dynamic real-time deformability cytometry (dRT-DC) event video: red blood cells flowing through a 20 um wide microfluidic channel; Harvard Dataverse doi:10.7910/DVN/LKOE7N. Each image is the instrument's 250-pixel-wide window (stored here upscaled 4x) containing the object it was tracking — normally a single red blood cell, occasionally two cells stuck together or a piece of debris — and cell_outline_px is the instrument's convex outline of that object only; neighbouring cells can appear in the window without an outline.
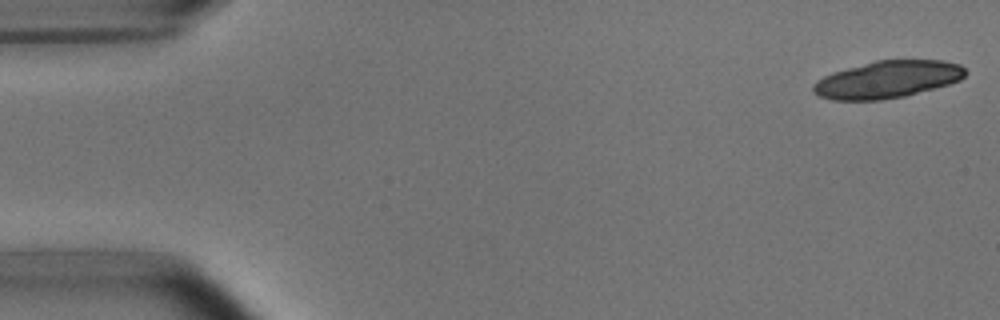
{"species": "common noctule bat (a hibernating species)", "species_latin": "Nyctalus noctula", "temperature_condition": "room temperature", "stored_images_in_passage": 8, "camera_frame_rate_fps": 3000, "um_per_image_px": 0.085, "animal": {"sex": "male", "body_mass_g": 15.6}, "frame": {"image": 1, "passage_image": 1, "time_ms": 0.0, "image_size_px": [1000, 320], "cell_outline_px": [[968, 72], [960, 80], [948, 84], [904, 96], [880, 100], [832, 100], [820, 96], [812, 92], [812, 84], [816, 80], [832, 72], [876, 60], [944, 60], [960, 64]], "centroid_in_image_um": [75.41, 6.75], "position_along_channel_um": 9.6, "area_um2": 33.0}}